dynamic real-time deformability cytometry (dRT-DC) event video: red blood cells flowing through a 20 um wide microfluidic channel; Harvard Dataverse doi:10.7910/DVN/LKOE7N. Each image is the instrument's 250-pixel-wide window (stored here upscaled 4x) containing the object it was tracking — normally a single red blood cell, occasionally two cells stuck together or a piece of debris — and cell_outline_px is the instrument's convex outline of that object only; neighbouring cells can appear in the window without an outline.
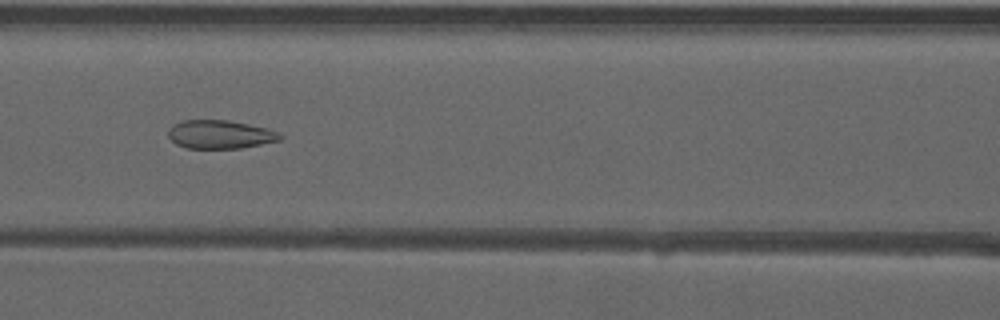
{"species": "common noctule bat (a hibernating species)", "species_latin": "Nyctalus noctula", "temperature_condition": "warm", "stored_images_in_passage": 37, "camera_frame_rate_fps": 3000, "um_per_image_px": 0.085, "animal": {"sex": "male", "forearm_length_mm": 52.5}, "frame": {"image": 1, "passage_image": 11, "time_ms": 3.333, "image_size_px": [1000, 320], "cell_outline_px": [[284, 136], [280, 140], [240, 148], [188, 148], [176, 144], [168, 136], [168, 132], [172, 124], [180, 120], [224, 120], [248, 124], [264, 128], [276, 132]], "centroid_in_image_um": [18.65, 11.42], "position_along_channel_um": 147.9, "area_um2": 18.32}}
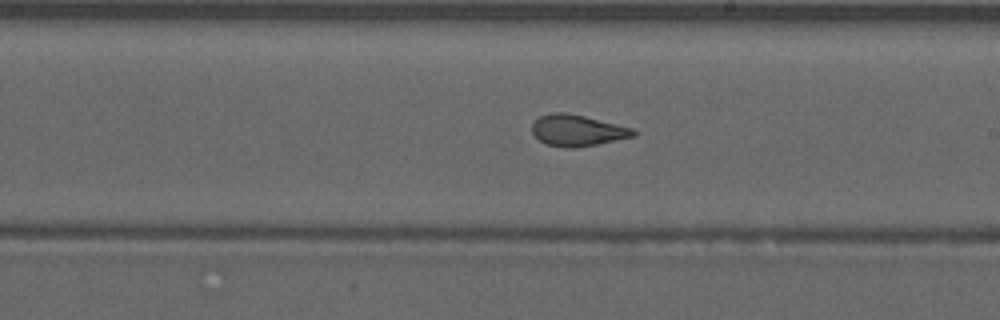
{"frame": {"image": 2, "passage_image": 18, "time_ms": 5.667, "image_size_px": [1000, 320], "cell_outline_px": [[636, 136], [596, 144], [572, 148], [568, 148], [548, 144], [540, 140], [532, 132], [532, 124], [540, 116], [552, 112], [564, 112], [584, 116], [632, 128], [636, 132]], "centroid_in_image_um": [49.07, 11.08], "position_along_channel_um": 239.9, "area_um2": 18.15}}
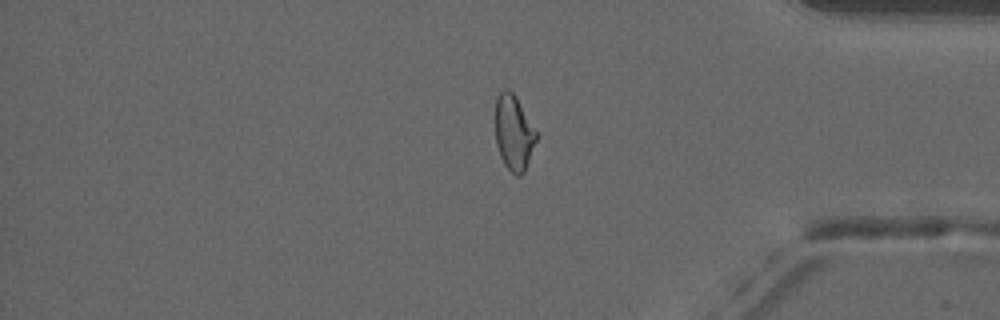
{"frame": {"image": 3, "passage_image": 31, "time_ms": 10.0, "image_size_px": [1000, 320], "cell_outline_px": [[536, 140], [524, 172], [520, 176], [516, 176], [504, 164], [500, 156], [496, 144], [496, 96], [504, 88], [508, 88], [516, 96], [536, 132]], "centroid_in_image_um": [43.65, 11.27], "position_along_channel_um": 391.6, "area_um2": 17.69}, "authors_computed_cell_mechanics": {"area_um2": 18.5538, "velocity_mm_per_s": 3.9611, "shape_relaxation_time_tau1_ms": null, "shape_relaxation_time_tau2_ms": 1.1408, "deformation_change_tau1": null, "deformation_change_tau2": 0.086}}